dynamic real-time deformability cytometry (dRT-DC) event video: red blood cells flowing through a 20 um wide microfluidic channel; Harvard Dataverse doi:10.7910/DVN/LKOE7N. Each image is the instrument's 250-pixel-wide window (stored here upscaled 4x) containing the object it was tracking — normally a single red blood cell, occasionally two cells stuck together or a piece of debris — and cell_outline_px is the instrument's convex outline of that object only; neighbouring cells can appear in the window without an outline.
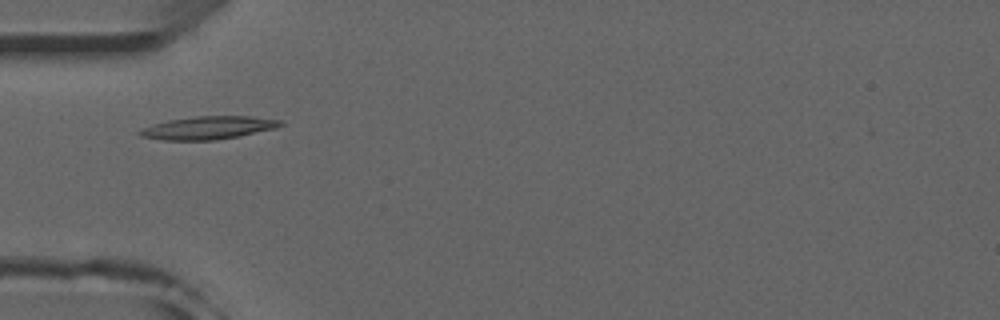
{"species": "common noctule bat (a hibernating species)", "species_latin": "Nyctalus noctula", "temperature_condition": "room temperature", "stored_images_in_passage": 8, "camera_frame_rate_fps": 3000, "um_per_image_px": 0.085, "animal": {"sex": "male", "forearm_length_mm": 52.5}, "frame": {"image": 1, "passage_image": 1, "time_ms": 0.0, "image_size_px": [1000, 320], "cell_outline_px": [[284, 124], [276, 128], [240, 136], [216, 140], [160, 140], [140, 136], [136, 132], [152, 124], [168, 120], [196, 116], [252, 116], [284, 120]], "centroid_in_image_um": [17.73, 10.86], "position_along_channel_um": 67.3, "area_um2": 19.02}}
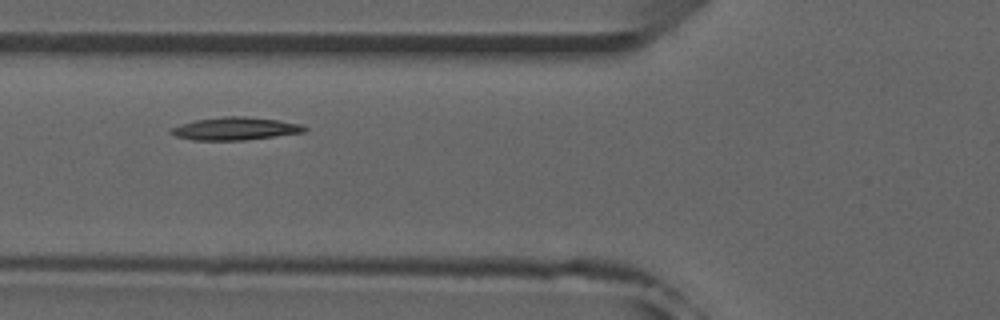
{"frame": {"image": 2, "passage_image": 4, "time_ms": 1.0, "image_size_px": [1000, 320], "cell_outline_px": [[308, 128], [304, 132], [244, 140], [192, 140], [176, 136], [168, 132], [172, 128], [180, 124], [196, 120], [224, 116], [244, 116], [280, 120], [300, 124]], "centroid_in_image_um": [19.98, 10.93], "position_along_channel_um": 105.8, "area_um2": 17.63}}